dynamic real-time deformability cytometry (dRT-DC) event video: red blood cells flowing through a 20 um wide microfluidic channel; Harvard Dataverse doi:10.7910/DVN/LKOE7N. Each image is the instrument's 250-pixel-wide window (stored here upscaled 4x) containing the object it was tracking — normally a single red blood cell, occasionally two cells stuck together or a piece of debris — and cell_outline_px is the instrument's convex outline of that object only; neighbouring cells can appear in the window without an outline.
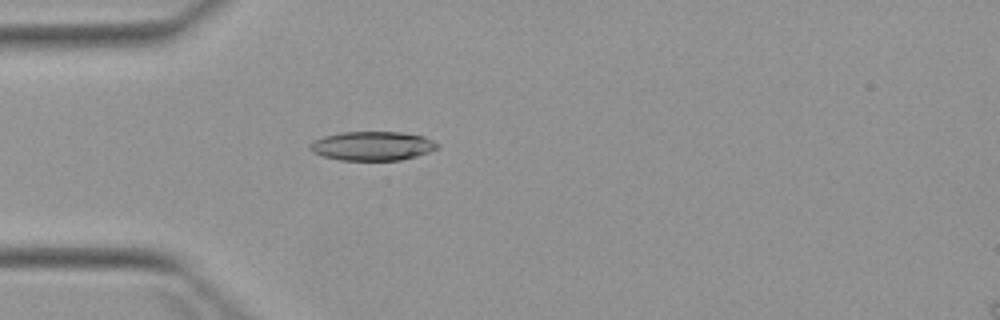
{"species": "Egyptian fruit bat (a non-hibernating species)", "species_latin": "Rousettus aegyptiacus", "temperature_condition": "warm", "stored_images_in_passage": 4, "camera_frame_rate_fps": 3000, "um_per_image_px": 0.085, "animal": {"sex": "female"}, "frame": {"image": 1, "passage_image": 4, "time_ms": 3.667, "image_size_px": [1000, 320], "cell_outline_px": [[440, 148], [416, 156], [400, 160], [340, 160], [324, 156], [312, 152], [308, 148], [308, 144], [312, 140], [324, 136], [340, 132], [400, 132], [424, 136], [440, 144]], "centroid_in_image_um": [31.64, 12.4], "position_along_channel_um": 53.4, "area_um2": 21.73}}